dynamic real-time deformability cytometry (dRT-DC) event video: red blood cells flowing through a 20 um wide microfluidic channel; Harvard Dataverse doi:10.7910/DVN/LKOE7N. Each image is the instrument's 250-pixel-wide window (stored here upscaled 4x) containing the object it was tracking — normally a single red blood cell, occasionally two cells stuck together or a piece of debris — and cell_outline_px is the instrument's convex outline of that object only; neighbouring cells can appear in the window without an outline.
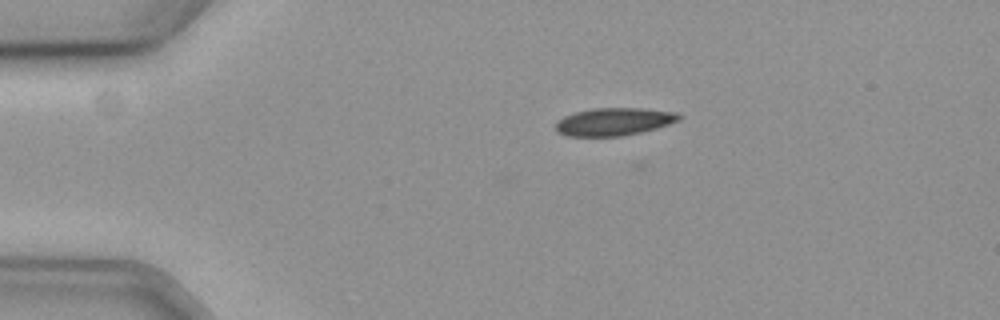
{"species": "common noctule bat (a hibernating species)", "species_latin": "Nyctalus noctula", "temperature_condition": "cold", "stored_images_in_passage": 2, "camera_frame_rate_fps": 3000, "um_per_image_px": 0.085, "animal": {"sex": "female", "body_mass_g": 19.3, "forearm_length_mm": 54.1}, "frame": {"image": 1, "passage_image": 2, "time_ms": 0.333, "image_size_px": [1000, 320], "cell_outline_px": [[680, 120], [656, 128], [624, 136], [568, 136], [556, 132], [556, 124], [564, 116], [576, 112], [592, 108], [640, 108], [676, 112], [680, 116]], "centroid_in_image_um": [52.18, 10.34], "position_along_channel_um": 32.8, "area_um2": 19.77}}